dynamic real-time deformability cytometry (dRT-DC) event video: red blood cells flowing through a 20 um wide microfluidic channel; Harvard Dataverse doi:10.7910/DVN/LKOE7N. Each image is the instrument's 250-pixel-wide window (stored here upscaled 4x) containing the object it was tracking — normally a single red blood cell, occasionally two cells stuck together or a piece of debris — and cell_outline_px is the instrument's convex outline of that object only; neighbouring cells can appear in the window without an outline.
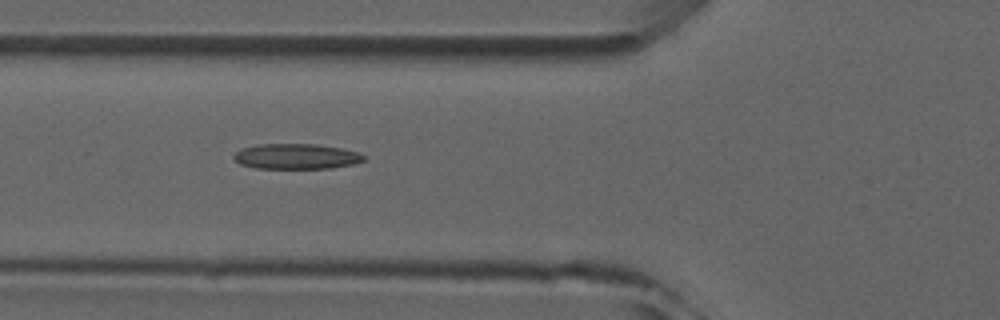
{"species": "common noctule bat (a hibernating species)", "species_latin": "Nyctalus noctula", "temperature_condition": "room temperature", "stored_images_in_passage": 4, "camera_frame_rate_fps": 3000, "um_per_image_px": 0.085, "animal": {"sex": "male", "forearm_length_mm": 52.5}, "frame": {"image": 1, "passage_image": 2, "time_ms": 1.0, "image_size_px": [1000, 320], "cell_outline_px": [[368, 156], [364, 160], [352, 164], [332, 168], [256, 168], [240, 164], [232, 156], [236, 152], [244, 148], [260, 144], [316, 144], [340, 148], [356, 152]], "centroid_in_image_um": [25.2, 13.29], "position_along_channel_um": 100.6, "area_um2": 19.02}}
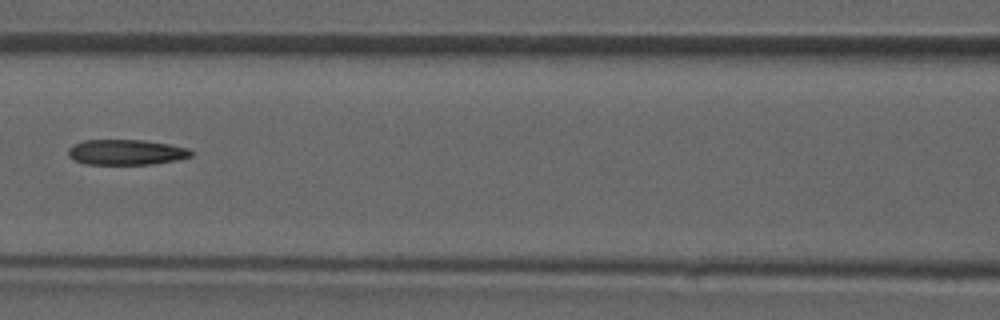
{"frame": {"image": 2, "passage_image": 3, "time_ms": 2.333, "image_size_px": [1000, 320], "cell_outline_px": [[192, 156], [176, 160], [152, 164], [84, 164], [68, 156], [68, 148], [72, 144], [84, 140], [144, 140], [168, 144], [188, 148], [192, 152]], "centroid_in_image_um": [10.7, 12.93], "position_along_channel_um": 155.9, "area_um2": 18.15}}